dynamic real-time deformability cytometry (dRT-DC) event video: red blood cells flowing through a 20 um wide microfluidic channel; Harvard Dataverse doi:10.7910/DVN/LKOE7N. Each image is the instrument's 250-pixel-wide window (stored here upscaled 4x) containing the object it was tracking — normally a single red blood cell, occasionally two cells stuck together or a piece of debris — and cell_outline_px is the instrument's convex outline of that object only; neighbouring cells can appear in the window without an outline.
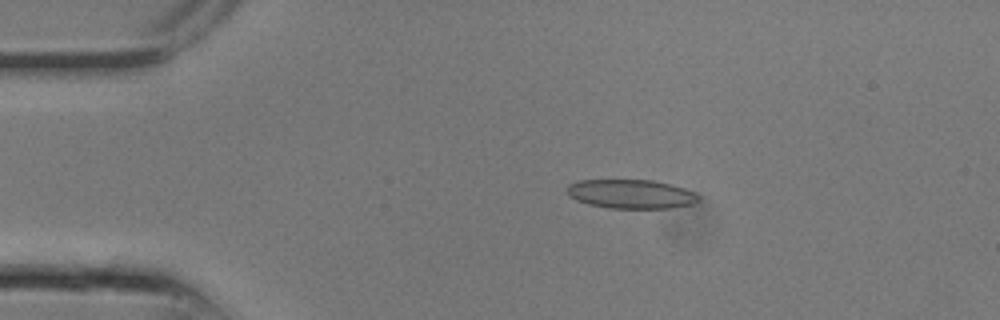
{"species": "common noctule bat (a hibernating species)", "species_latin": "Nyctalus noctula", "temperature_condition": "room temperature", "stored_images_in_passage": 8, "camera_frame_rate_fps": 3000, "um_per_image_px": 0.085, "animal": {"sex": "male", "body_mass_g": 13.3}, "frame": {"image": 1, "passage_image": 4, "time_ms": 1.0, "image_size_px": [1000, 320], "cell_outline_px": [[700, 200], [692, 204], [672, 208], [608, 208], [588, 204], [576, 200], [568, 196], [568, 184], [576, 180], [652, 180], [684, 188], [700, 196]], "centroid_in_image_um": [53.61, 16.49], "position_along_channel_um": 31.4, "area_um2": 22.25}}
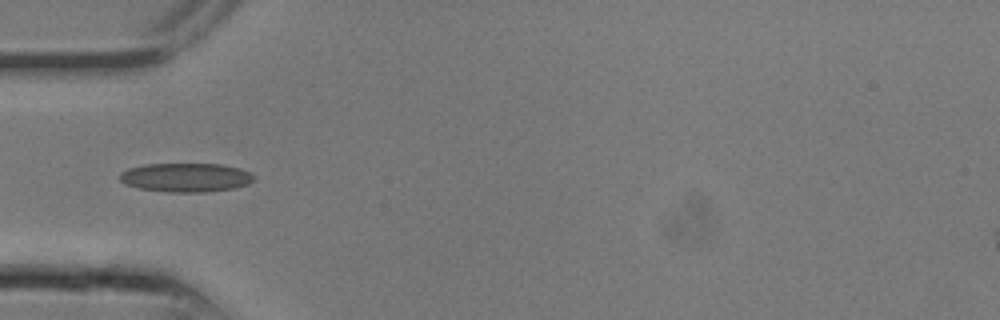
{"frame": {"image": 2, "passage_image": 7, "time_ms": 2.0, "image_size_px": [1000, 320], "cell_outline_px": [[256, 180], [248, 184], [236, 188], [208, 192], [168, 192], [140, 188], [124, 184], [120, 180], [120, 172], [128, 168], [148, 164], [220, 164], [240, 168], [256, 176]], "centroid_in_image_um": [15.83, 15.09], "position_along_channel_um": 69.2, "area_um2": 22.77}}